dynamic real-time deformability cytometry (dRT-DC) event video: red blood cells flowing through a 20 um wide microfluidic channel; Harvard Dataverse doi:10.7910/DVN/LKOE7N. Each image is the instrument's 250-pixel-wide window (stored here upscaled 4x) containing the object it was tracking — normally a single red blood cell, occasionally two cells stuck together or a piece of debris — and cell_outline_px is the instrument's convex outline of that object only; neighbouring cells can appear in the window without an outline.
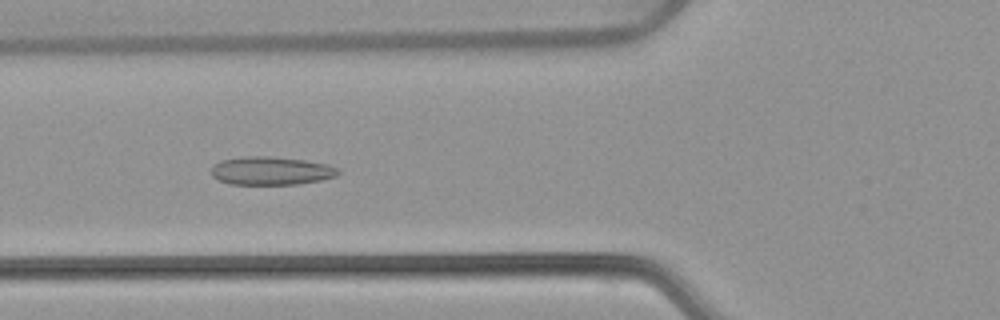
{"species": "common noctule bat (a hibernating species)", "species_latin": "Nyctalus noctula", "temperature_condition": "warm", "stored_images_in_passage": 53, "camera_frame_rate_fps": 3000, "um_per_image_px": 0.085, "animal": {"sex": "female", "body_mass_g": 22.7, "forearm_length_mm": 54.2}, "frame": {"image": 1, "passage_image": 20, "time_ms": 6.333, "image_size_px": [1000, 320], "cell_outline_px": [[340, 172], [336, 176], [320, 180], [296, 184], [228, 184], [212, 176], [212, 164], [220, 160], [244, 156], [268, 156], [304, 160], [328, 164], [340, 168]], "centroid_in_image_um": [23.04, 14.51], "position_along_channel_um": 102.8, "area_um2": 20.98}}
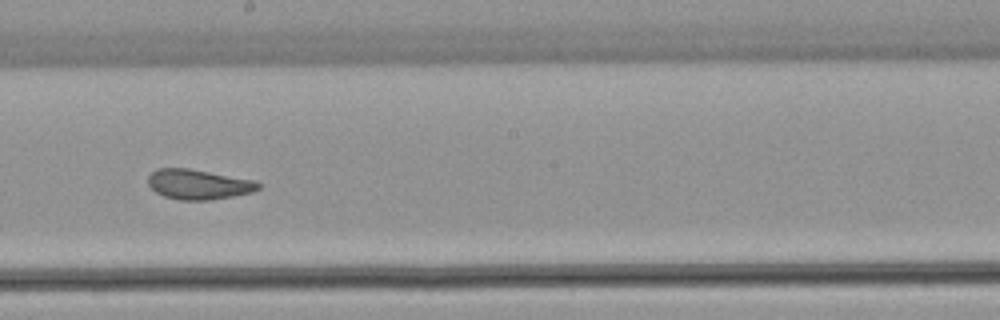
{"frame": {"image": 2, "passage_image": 30, "time_ms": 9.667, "image_size_px": [1000, 320], "cell_outline_px": [[260, 188], [252, 192], [232, 196], [208, 200], [180, 200], [164, 196], [156, 192], [148, 184], [148, 176], [156, 168], [188, 168], [256, 180], [260, 184]], "centroid_in_image_um": [16.87, 15.66], "position_along_channel_um": 231.3, "area_um2": 19.25}}
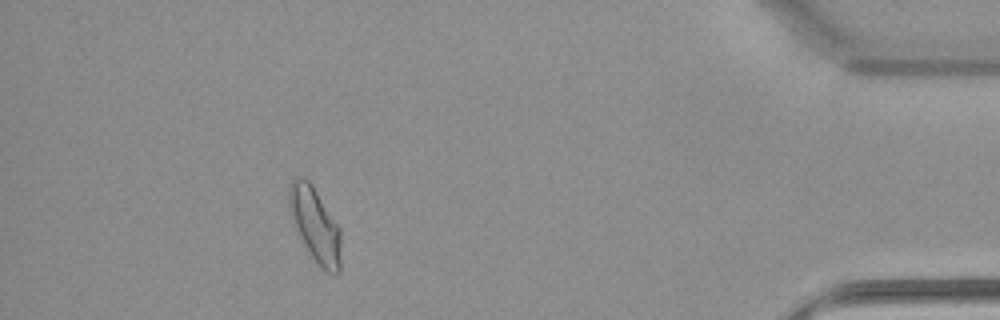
{"frame": {"image": 3, "passage_image": 48, "time_ms": 15.667, "image_size_px": [1000, 320], "cell_outline_px": [[340, 272], [336, 276], [320, 268], [316, 264], [292, 224], [288, 204], [288, 184], [296, 176], [300, 176], [308, 180], [312, 184], [340, 228]], "centroid_in_image_um": [26.76, 19.11], "position_along_channel_um": 408.4, "area_um2": 22.83}, "authors_computed_cell_mechanics": {"area_um2": 21.1548, "velocity_mm_per_s": 3.8546, "shape_relaxation_time_tau1_ms": null, "shape_relaxation_time_tau2_ms": 1.5818, "deformation_change_tau1": null, "deformation_change_tau2": 0.0831}}